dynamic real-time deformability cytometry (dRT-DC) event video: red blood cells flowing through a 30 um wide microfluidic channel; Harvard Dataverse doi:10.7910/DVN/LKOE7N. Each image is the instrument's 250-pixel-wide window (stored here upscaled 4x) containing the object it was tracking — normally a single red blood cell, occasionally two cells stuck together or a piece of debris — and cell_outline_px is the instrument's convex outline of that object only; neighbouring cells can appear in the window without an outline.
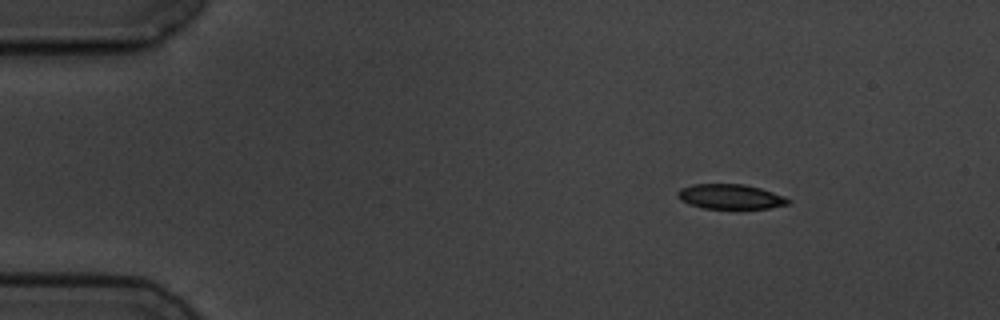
{"species": "common noctule bat (a hibernating species)", "species_latin": "Nyctalus noctula", "temperature_condition": "cold", "stored_images_in_passage": 6, "camera_frame_rate_fps": 3000, "um_per_image_px": 0.085, "animal": {"sex": "male", "body_mass_g": 19.5, "forearm_length_mm": 54.6}, "frame": {"image": 1, "passage_image": 2, "time_ms": 1.333, "image_size_px": [1000, 320], "cell_outline_px": [[792, 200], [788, 204], [768, 208], [704, 208], [688, 204], [680, 200], [676, 196], [676, 192], [680, 188], [692, 184], [744, 184], [760, 188], [784, 196]], "centroid_in_image_um": [62.04, 16.7], "position_along_channel_um": 23.0, "area_um2": 16.01}}
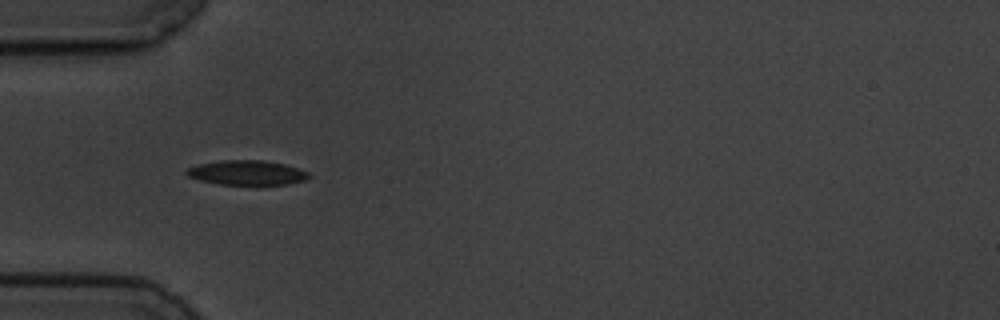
{"frame": {"image": 2, "passage_image": 5, "time_ms": 4.667, "image_size_px": [1000, 320], "cell_outline_px": [[312, 176], [304, 180], [288, 184], [220, 184], [200, 180], [188, 176], [184, 172], [188, 168], [200, 164], [220, 160], [264, 160], [284, 164], [308, 172]], "centroid_in_image_um": [20.99, 14.67], "position_along_channel_um": 64.0, "area_um2": 17.34}}
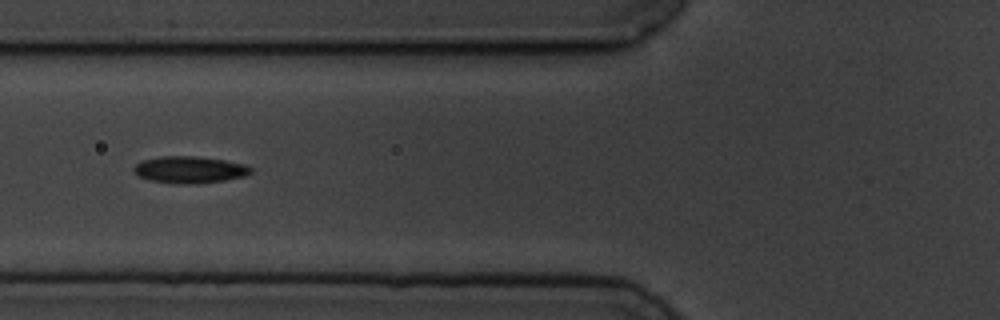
{"frame": {"image": 3, "passage_image": 6, "time_ms": 6.0, "image_size_px": [1000, 320], "cell_outline_px": [[252, 172], [244, 176], [224, 180], [196, 184], [172, 184], [148, 180], [132, 172], [132, 168], [136, 164], [144, 160], [160, 156], [196, 156], [224, 160], [244, 164], [252, 168]], "centroid_in_image_um": [16.08, 14.43], "position_along_channel_um": 109.7, "area_um2": 18.44}}